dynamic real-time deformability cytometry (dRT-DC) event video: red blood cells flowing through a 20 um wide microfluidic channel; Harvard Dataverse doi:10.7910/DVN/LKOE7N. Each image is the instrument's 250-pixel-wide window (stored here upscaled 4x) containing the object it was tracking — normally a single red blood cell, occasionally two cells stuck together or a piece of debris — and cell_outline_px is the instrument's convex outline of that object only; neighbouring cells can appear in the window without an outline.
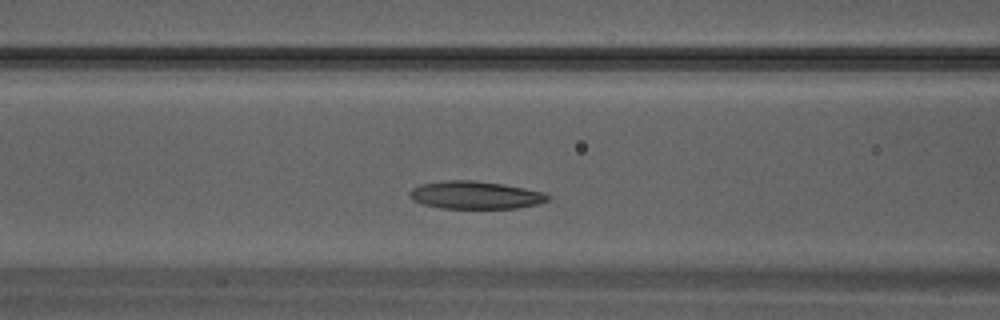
{"species": "Egyptian fruit bat (a non-hibernating species)", "species_latin": "Rousettus aegyptiacus", "temperature_condition": "warm", "stored_images_in_passage": 26, "camera_frame_rate_fps": 3000, "um_per_image_px": 0.085, "animal": {"sex": "male"}, "frame": {"image": 1, "passage_image": 7, "time_ms": 2.0, "image_size_px": [1000, 320], "cell_outline_px": [[552, 196], [548, 200], [536, 204], [516, 208], [440, 208], [424, 204], [412, 200], [408, 196], [408, 192], [412, 188], [420, 184], [448, 180], [476, 180], [548, 192]], "centroid_in_image_um": [40.4, 16.58], "position_along_channel_um": 126.2, "area_um2": 22.43}}
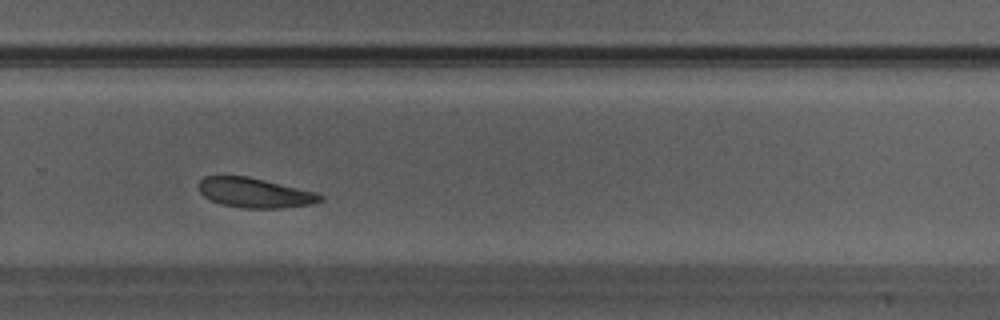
{"frame": {"image": 2, "passage_image": 16, "time_ms": 5.0, "image_size_px": [1000, 320], "cell_outline_px": [[324, 200], [312, 204], [280, 208], [244, 208], [220, 204], [204, 196], [200, 192], [196, 184], [204, 176], [248, 176], [316, 192], [324, 196]], "centroid_in_image_um": [21.65, 16.38], "position_along_channel_um": 308.2, "area_um2": 21.15}}
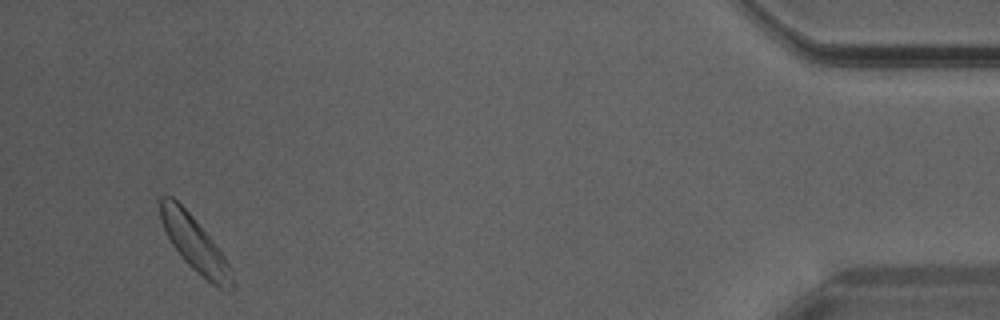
{"frame": {"image": 3, "passage_image": 25, "time_ms": 8.0, "image_size_px": [1000, 320], "cell_outline_px": [[232, 288], [220, 288], [212, 284], [196, 272], [180, 256], [172, 244], [160, 220], [156, 200], [160, 196], [172, 196], [192, 216], [216, 244], [224, 256], [228, 264], [232, 280]], "centroid_in_image_um": [16.46, 20.65], "position_along_channel_um": 418.7, "area_um2": 22.6}}